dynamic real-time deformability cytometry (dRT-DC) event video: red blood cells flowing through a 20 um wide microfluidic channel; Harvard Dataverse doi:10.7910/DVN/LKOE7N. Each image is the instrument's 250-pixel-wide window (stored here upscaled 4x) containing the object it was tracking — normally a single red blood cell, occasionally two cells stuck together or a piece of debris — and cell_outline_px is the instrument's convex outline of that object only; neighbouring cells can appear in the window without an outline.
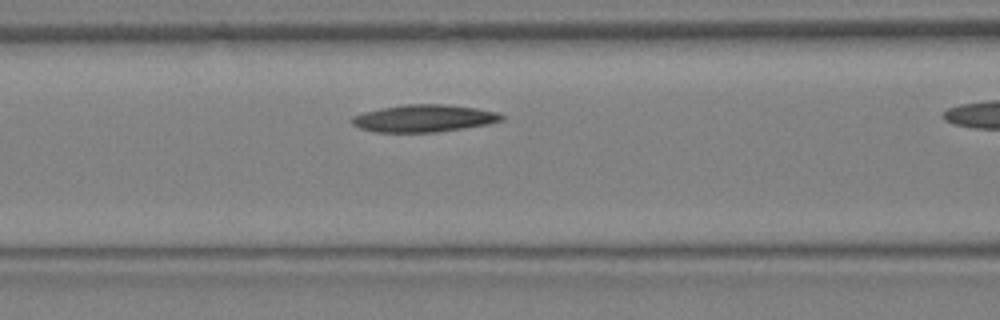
{"species": "Egyptian fruit bat (a non-hibernating species)", "species_latin": "Rousettus aegyptiacus", "temperature_condition": "warm", "stored_images_in_passage": 7, "camera_frame_rate_fps": 3000, "um_per_image_px": 0.085, "animal": {"sex": "female"}, "frame": {"image": 1, "passage_image": 6, "time_ms": 1.667, "image_size_px": [1000, 320], "cell_outline_px": [[504, 120], [488, 124], [464, 128], [436, 132], [376, 132], [360, 128], [352, 124], [348, 120], [352, 116], [364, 112], [380, 108], [404, 104], [444, 104], [476, 108], [496, 112], [504, 116]], "centroid_in_image_um": [36.0, 10.05], "position_along_channel_um": 130.6, "area_um2": 23.87}}